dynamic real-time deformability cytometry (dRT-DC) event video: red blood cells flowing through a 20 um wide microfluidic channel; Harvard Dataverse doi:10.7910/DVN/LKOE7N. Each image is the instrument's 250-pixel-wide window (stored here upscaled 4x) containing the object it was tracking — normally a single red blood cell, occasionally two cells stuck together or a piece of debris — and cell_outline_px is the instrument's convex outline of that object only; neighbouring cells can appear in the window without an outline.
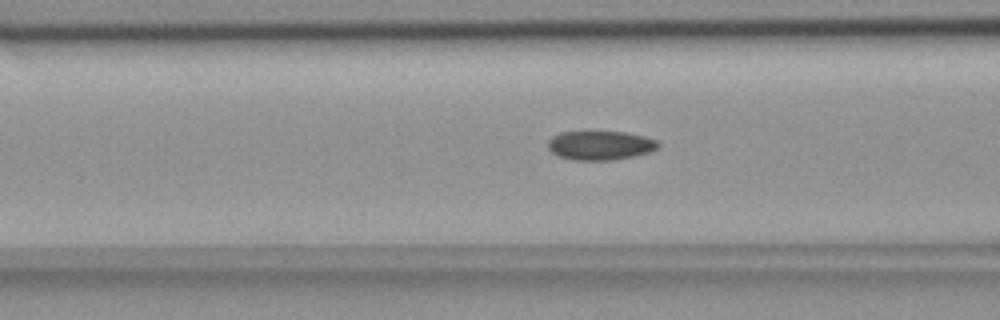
{"species": "common noctule bat (a hibernating species)", "species_latin": "Nyctalus noctula", "temperature_condition": "room temperature", "stored_images_in_passage": 55, "camera_frame_rate_fps": 3000, "um_per_image_px": 0.085, "animal": {"sex": "female", "body_mass_g": 18.4}, "frame": {"image": 1, "passage_image": 21, "time_ms": 6.667, "image_size_px": [1000, 320], "cell_outline_px": [[660, 144], [656, 148], [648, 152], [632, 156], [612, 160], [572, 160], [556, 156], [548, 148], [548, 140], [552, 136], [560, 132], [624, 132], [644, 136], [656, 140]], "centroid_in_image_um": [50.97, 12.36], "position_along_channel_um": 115.6, "area_um2": 18.61}}
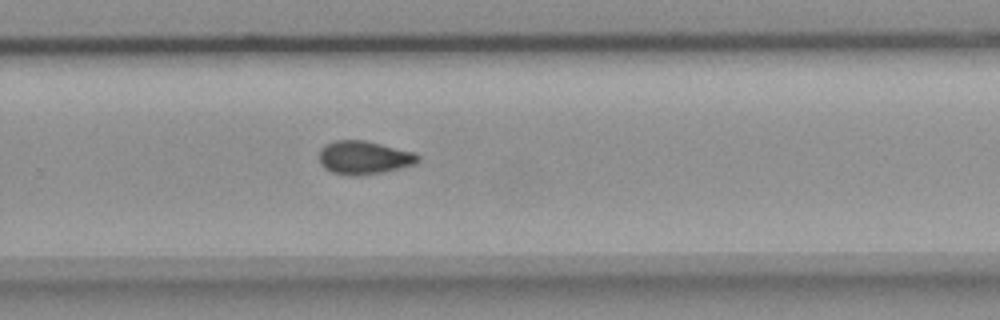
{"frame": {"image": 2, "passage_image": 36, "time_ms": 11.667, "image_size_px": [1000, 320], "cell_outline_px": [[420, 160], [416, 164], [404, 168], [384, 172], [356, 176], [348, 176], [332, 172], [324, 168], [320, 164], [320, 148], [324, 144], [336, 140], [364, 140], [416, 152], [420, 156]], "centroid_in_image_um": [30.97, 13.4], "position_along_channel_um": 298.8, "area_um2": 19.59}}
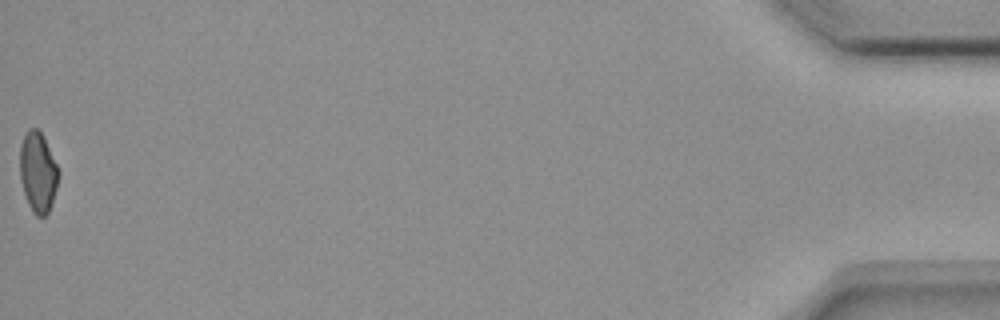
{"frame": {"image": 3, "passage_image": 55, "time_ms": 18.0, "image_size_px": [1000, 320], "cell_outline_px": [[60, 172], [52, 204], [48, 212], [44, 216], [36, 216], [32, 212], [28, 204], [20, 180], [20, 144], [28, 128], [36, 128], [44, 136]], "centroid_in_image_um": [3.22, 14.63], "position_along_channel_um": 432.0, "area_um2": 18.15}, "authors_computed_cell_mechanics": {"area_um2": 18.8428, "velocity_mm_per_s": 3.6796, "shape_relaxation_time_tau1_ms": null, "shape_relaxation_time_tau2_ms": 4.1833, "deformation_change_tau1": null, "deformation_change_tau2": 0.0783}}